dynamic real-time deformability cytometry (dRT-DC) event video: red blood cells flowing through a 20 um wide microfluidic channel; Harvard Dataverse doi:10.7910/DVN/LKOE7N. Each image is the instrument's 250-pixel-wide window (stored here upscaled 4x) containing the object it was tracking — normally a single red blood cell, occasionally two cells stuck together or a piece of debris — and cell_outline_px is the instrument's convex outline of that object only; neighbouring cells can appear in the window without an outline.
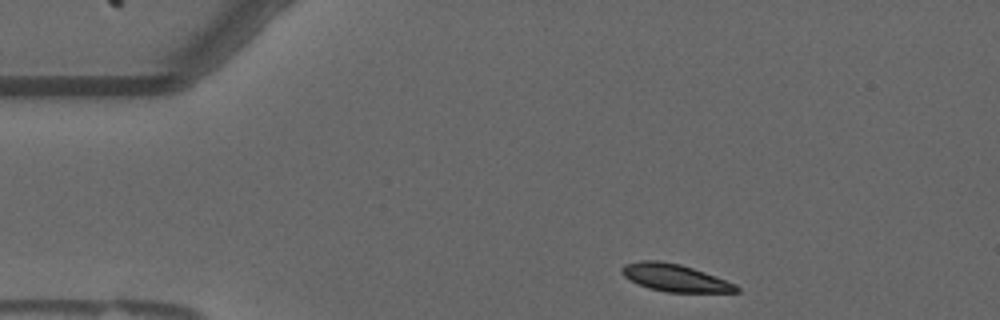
{"species": "common noctule bat (a hibernating species)", "species_latin": "Nyctalus noctula", "temperature_condition": "warm", "stored_images_in_passage": 48, "camera_frame_rate_fps": 3000, "um_per_image_px": 0.085, "animal": {"sex": "male", "forearm_length_mm": 52.5}, "frame": {"image": 1, "passage_image": 1, "time_ms": 0.0, "image_size_px": [1000, 320], "cell_outline_px": [[740, 292], [668, 292], [648, 288], [624, 276], [620, 272], [620, 268], [624, 264], [640, 260], [660, 260], [680, 264], [704, 272], [736, 284], [740, 288]], "centroid_in_image_um": [57.36, 23.6], "position_along_channel_um": 27.6, "area_um2": 18.21}}
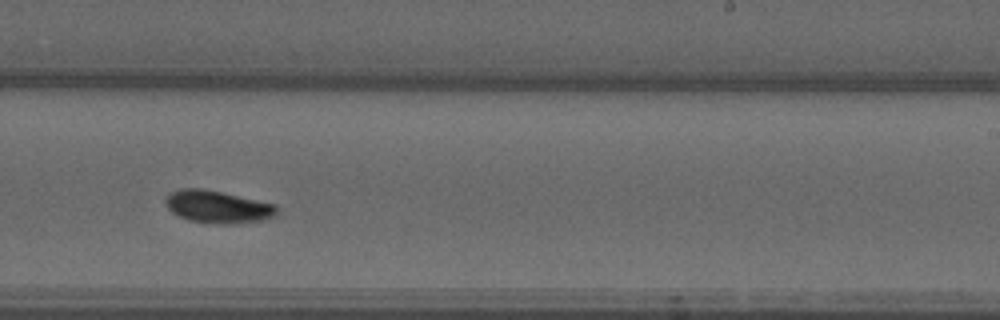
{"frame": {"image": 2, "passage_image": 26, "time_ms": 8.333, "image_size_px": [1000, 320], "cell_outline_px": [[276, 216], [264, 220], [216, 224], [208, 224], [188, 220], [172, 212], [164, 204], [164, 200], [168, 192], [180, 188], [200, 188], [220, 192], [276, 204]], "centroid_in_image_um": [18.44, 17.57], "position_along_channel_um": 270.6, "area_um2": 21.04}}
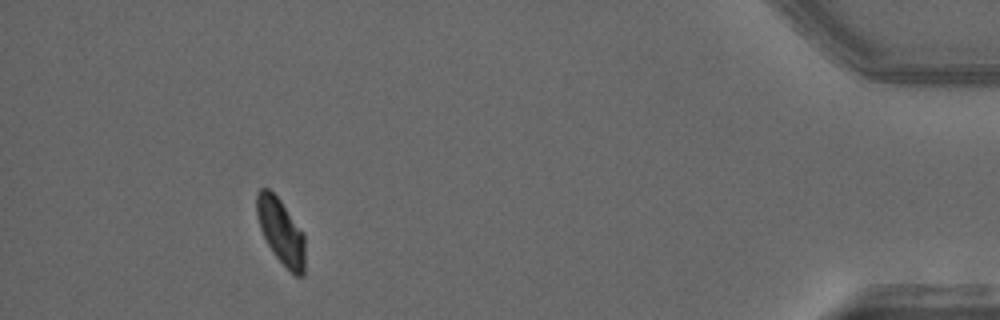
{"frame": {"image": 3, "passage_image": 43, "time_ms": 14.0, "image_size_px": [1000, 320], "cell_outline_px": [[304, 276], [296, 276], [276, 256], [268, 244], [260, 228], [256, 212], [256, 192], [260, 188], [268, 188], [280, 200], [304, 232]], "centroid_in_image_um": [23.87, 19.63], "position_along_channel_um": 411.3, "area_um2": 18.21}, "authors_computed_cell_mechanics": {"area_um2": 19.5653, "velocity_mm_per_s": 3.6228, "shape_relaxation_time_tau1_ms": 5.1588, "shape_relaxation_time_tau2_ms": 6.672, "deformation_change_tau1": 0.1552, "deformation_change_tau2": 0.0797}}